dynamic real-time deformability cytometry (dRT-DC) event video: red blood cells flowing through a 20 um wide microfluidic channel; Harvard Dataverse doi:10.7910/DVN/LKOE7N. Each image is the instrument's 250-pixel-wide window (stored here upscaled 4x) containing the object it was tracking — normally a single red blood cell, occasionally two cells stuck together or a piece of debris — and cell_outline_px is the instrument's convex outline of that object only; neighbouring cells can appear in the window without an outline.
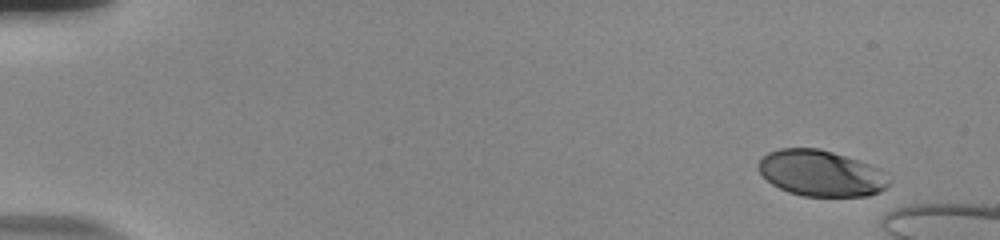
{"species": "human", "species_latin": "Homo sapiens", "temperature_condition": "room temperature", "stored_images_in_passage": 14, "camera_frame_rate_fps": 3000, "um_per_image_px": 0.085, "donor": {"sex": "male"}, "frame": {"image": 1, "passage_image": 1, "time_ms": 0.0, "image_size_px": [1000, 240], "cell_outline_px": [[892, 180], [880, 192], [868, 196], [804, 196], [788, 192], [772, 184], [756, 168], [756, 164], [768, 152], [780, 148], [820, 148], [860, 160], [872, 164], [880, 168]], "centroid_in_image_um": [69.81, 14.72], "position_along_channel_um": 15.2, "area_um2": 35.37}}